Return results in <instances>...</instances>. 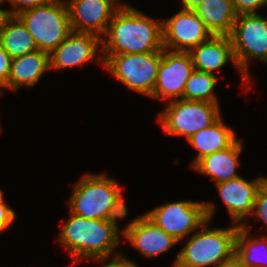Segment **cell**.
<instances>
[{"instance_id": "obj_1", "label": "cell", "mask_w": 267, "mask_h": 267, "mask_svg": "<svg viewBox=\"0 0 267 267\" xmlns=\"http://www.w3.org/2000/svg\"><path fill=\"white\" fill-rule=\"evenodd\" d=\"M101 43V54L161 51L164 49L162 22L137 9L115 12Z\"/></svg>"}, {"instance_id": "obj_2", "label": "cell", "mask_w": 267, "mask_h": 267, "mask_svg": "<svg viewBox=\"0 0 267 267\" xmlns=\"http://www.w3.org/2000/svg\"><path fill=\"white\" fill-rule=\"evenodd\" d=\"M64 223L57 241L70 251L75 262L83 259L103 261L119 246V232L107 220L88 219L73 213Z\"/></svg>"}, {"instance_id": "obj_3", "label": "cell", "mask_w": 267, "mask_h": 267, "mask_svg": "<svg viewBox=\"0 0 267 267\" xmlns=\"http://www.w3.org/2000/svg\"><path fill=\"white\" fill-rule=\"evenodd\" d=\"M207 220L201 231L194 232L184 248L176 255L172 267L217 266L235 255L236 235L240 225L224 229H208Z\"/></svg>"}, {"instance_id": "obj_4", "label": "cell", "mask_w": 267, "mask_h": 267, "mask_svg": "<svg viewBox=\"0 0 267 267\" xmlns=\"http://www.w3.org/2000/svg\"><path fill=\"white\" fill-rule=\"evenodd\" d=\"M17 17L26 26L38 50L49 54L72 32L65 0H53L23 11Z\"/></svg>"}, {"instance_id": "obj_5", "label": "cell", "mask_w": 267, "mask_h": 267, "mask_svg": "<svg viewBox=\"0 0 267 267\" xmlns=\"http://www.w3.org/2000/svg\"><path fill=\"white\" fill-rule=\"evenodd\" d=\"M162 50L133 54H102L100 59L109 72L129 90L151 96L155 88Z\"/></svg>"}, {"instance_id": "obj_6", "label": "cell", "mask_w": 267, "mask_h": 267, "mask_svg": "<svg viewBox=\"0 0 267 267\" xmlns=\"http://www.w3.org/2000/svg\"><path fill=\"white\" fill-rule=\"evenodd\" d=\"M121 192L119 184L106 175L85 174L73 187L70 212L88 219L106 220Z\"/></svg>"}, {"instance_id": "obj_7", "label": "cell", "mask_w": 267, "mask_h": 267, "mask_svg": "<svg viewBox=\"0 0 267 267\" xmlns=\"http://www.w3.org/2000/svg\"><path fill=\"white\" fill-rule=\"evenodd\" d=\"M162 113L158 114L164 131L171 136L190 137L214 124L220 115L219 103L179 99L170 101Z\"/></svg>"}, {"instance_id": "obj_8", "label": "cell", "mask_w": 267, "mask_h": 267, "mask_svg": "<svg viewBox=\"0 0 267 267\" xmlns=\"http://www.w3.org/2000/svg\"><path fill=\"white\" fill-rule=\"evenodd\" d=\"M240 73L250 84L249 62L258 59L267 64V18L257 14L238 15L229 35Z\"/></svg>"}, {"instance_id": "obj_9", "label": "cell", "mask_w": 267, "mask_h": 267, "mask_svg": "<svg viewBox=\"0 0 267 267\" xmlns=\"http://www.w3.org/2000/svg\"><path fill=\"white\" fill-rule=\"evenodd\" d=\"M210 202L179 201L158 206L145 215L179 242L214 215Z\"/></svg>"}, {"instance_id": "obj_10", "label": "cell", "mask_w": 267, "mask_h": 267, "mask_svg": "<svg viewBox=\"0 0 267 267\" xmlns=\"http://www.w3.org/2000/svg\"><path fill=\"white\" fill-rule=\"evenodd\" d=\"M162 32L164 49L174 52H189L213 36L194 10L185 9L162 21Z\"/></svg>"}, {"instance_id": "obj_11", "label": "cell", "mask_w": 267, "mask_h": 267, "mask_svg": "<svg viewBox=\"0 0 267 267\" xmlns=\"http://www.w3.org/2000/svg\"><path fill=\"white\" fill-rule=\"evenodd\" d=\"M193 71L194 66L188 52L163 49L155 88L150 97L159 100L172 98V101L183 99L185 84Z\"/></svg>"}, {"instance_id": "obj_12", "label": "cell", "mask_w": 267, "mask_h": 267, "mask_svg": "<svg viewBox=\"0 0 267 267\" xmlns=\"http://www.w3.org/2000/svg\"><path fill=\"white\" fill-rule=\"evenodd\" d=\"M120 234L145 257H156L179 243L145 214L131 221Z\"/></svg>"}, {"instance_id": "obj_13", "label": "cell", "mask_w": 267, "mask_h": 267, "mask_svg": "<svg viewBox=\"0 0 267 267\" xmlns=\"http://www.w3.org/2000/svg\"><path fill=\"white\" fill-rule=\"evenodd\" d=\"M102 46L101 38L90 33L71 32L67 38L49 54L50 69H63L95 60Z\"/></svg>"}, {"instance_id": "obj_14", "label": "cell", "mask_w": 267, "mask_h": 267, "mask_svg": "<svg viewBox=\"0 0 267 267\" xmlns=\"http://www.w3.org/2000/svg\"><path fill=\"white\" fill-rule=\"evenodd\" d=\"M73 32L90 33L102 38L115 13L104 0H69L66 2Z\"/></svg>"}, {"instance_id": "obj_15", "label": "cell", "mask_w": 267, "mask_h": 267, "mask_svg": "<svg viewBox=\"0 0 267 267\" xmlns=\"http://www.w3.org/2000/svg\"><path fill=\"white\" fill-rule=\"evenodd\" d=\"M258 177L256 180L246 181L241 176L216 184L220 197L226 206L234 224L243 225L245 216L253 213L257 192L266 180Z\"/></svg>"}, {"instance_id": "obj_16", "label": "cell", "mask_w": 267, "mask_h": 267, "mask_svg": "<svg viewBox=\"0 0 267 267\" xmlns=\"http://www.w3.org/2000/svg\"><path fill=\"white\" fill-rule=\"evenodd\" d=\"M188 53L191 56L194 70L215 74L214 71L230 61L239 70L229 36H212Z\"/></svg>"}, {"instance_id": "obj_17", "label": "cell", "mask_w": 267, "mask_h": 267, "mask_svg": "<svg viewBox=\"0 0 267 267\" xmlns=\"http://www.w3.org/2000/svg\"><path fill=\"white\" fill-rule=\"evenodd\" d=\"M242 141L236 139L228 148L206 155L199 159L192 168L203 175L211 176L215 184L240 177L236 173Z\"/></svg>"}, {"instance_id": "obj_18", "label": "cell", "mask_w": 267, "mask_h": 267, "mask_svg": "<svg viewBox=\"0 0 267 267\" xmlns=\"http://www.w3.org/2000/svg\"><path fill=\"white\" fill-rule=\"evenodd\" d=\"M50 70L49 53L37 50L11 60L8 89L32 87Z\"/></svg>"}, {"instance_id": "obj_19", "label": "cell", "mask_w": 267, "mask_h": 267, "mask_svg": "<svg viewBox=\"0 0 267 267\" xmlns=\"http://www.w3.org/2000/svg\"><path fill=\"white\" fill-rule=\"evenodd\" d=\"M194 12L213 36H229L238 16L233 0H205Z\"/></svg>"}, {"instance_id": "obj_20", "label": "cell", "mask_w": 267, "mask_h": 267, "mask_svg": "<svg viewBox=\"0 0 267 267\" xmlns=\"http://www.w3.org/2000/svg\"><path fill=\"white\" fill-rule=\"evenodd\" d=\"M0 42L12 59L38 50L33 37L17 16H1Z\"/></svg>"}, {"instance_id": "obj_21", "label": "cell", "mask_w": 267, "mask_h": 267, "mask_svg": "<svg viewBox=\"0 0 267 267\" xmlns=\"http://www.w3.org/2000/svg\"><path fill=\"white\" fill-rule=\"evenodd\" d=\"M233 129L227 127L220 117L214 124L193 134L188 142L199 150L193 166L202 157L228 148L237 138Z\"/></svg>"}, {"instance_id": "obj_22", "label": "cell", "mask_w": 267, "mask_h": 267, "mask_svg": "<svg viewBox=\"0 0 267 267\" xmlns=\"http://www.w3.org/2000/svg\"><path fill=\"white\" fill-rule=\"evenodd\" d=\"M246 226L244 223L238 228L235 256L243 267H267V236L252 239L248 236L250 229Z\"/></svg>"}, {"instance_id": "obj_23", "label": "cell", "mask_w": 267, "mask_h": 267, "mask_svg": "<svg viewBox=\"0 0 267 267\" xmlns=\"http://www.w3.org/2000/svg\"><path fill=\"white\" fill-rule=\"evenodd\" d=\"M216 74L194 70L185 84L183 99L218 103L214 92Z\"/></svg>"}, {"instance_id": "obj_24", "label": "cell", "mask_w": 267, "mask_h": 267, "mask_svg": "<svg viewBox=\"0 0 267 267\" xmlns=\"http://www.w3.org/2000/svg\"><path fill=\"white\" fill-rule=\"evenodd\" d=\"M252 215L263 220L267 225V179L262 183L257 192Z\"/></svg>"}, {"instance_id": "obj_25", "label": "cell", "mask_w": 267, "mask_h": 267, "mask_svg": "<svg viewBox=\"0 0 267 267\" xmlns=\"http://www.w3.org/2000/svg\"><path fill=\"white\" fill-rule=\"evenodd\" d=\"M13 9L6 10V15L8 16H17L21 12L36 8L37 6L47 4L53 0H8Z\"/></svg>"}, {"instance_id": "obj_26", "label": "cell", "mask_w": 267, "mask_h": 267, "mask_svg": "<svg viewBox=\"0 0 267 267\" xmlns=\"http://www.w3.org/2000/svg\"><path fill=\"white\" fill-rule=\"evenodd\" d=\"M237 15L257 14V9L267 5V0H233Z\"/></svg>"}, {"instance_id": "obj_27", "label": "cell", "mask_w": 267, "mask_h": 267, "mask_svg": "<svg viewBox=\"0 0 267 267\" xmlns=\"http://www.w3.org/2000/svg\"><path fill=\"white\" fill-rule=\"evenodd\" d=\"M122 192L118 195V197L114 200V203L109 211L108 217H107V221L110 222L117 230H119L118 225H117V219L120 218H124L127 213V206L125 204V202L123 201V197H122Z\"/></svg>"}, {"instance_id": "obj_28", "label": "cell", "mask_w": 267, "mask_h": 267, "mask_svg": "<svg viewBox=\"0 0 267 267\" xmlns=\"http://www.w3.org/2000/svg\"><path fill=\"white\" fill-rule=\"evenodd\" d=\"M11 60V56L7 53L0 42V87L4 89H8Z\"/></svg>"}, {"instance_id": "obj_29", "label": "cell", "mask_w": 267, "mask_h": 267, "mask_svg": "<svg viewBox=\"0 0 267 267\" xmlns=\"http://www.w3.org/2000/svg\"><path fill=\"white\" fill-rule=\"evenodd\" d=\"M16 218V213L5 202L0 203V232L7 229Z\"/></svg>"}, {"instance_id": "obj_30", "label": "cell", "mask_w": 267, "mask_h": 267, "mask_svg": "<svg viewBox=\"0 0 267 267\" xmlns=\"http://www.w3.org/2000/svg\"><path fill=\"white\" fill-rule=\"evenodd\" d=\"M101 267H138L132 260L126 259L121 254H116L110 263L103 265Z\"/></svg>"}, {"instance_id": "obj_31", "label": "cell", "mask_w": 267, "mask_h": 267, "mask_svg": "<svg viewBox=\"0 0 267 267\" xmlns=\"http://www.w3.org/2000/svg\"><path fill=\"white\" fill-rule=\"evenodd\" d=\"M106 2V4L115 12H126V11H130L133 10L135 8H133L132 6L126 5V4H120L119 2L121 0H104ZM119 3L118 5L115 3Z\"/></svg>"}, {"instance_id": "obj_32", "label": "cell", "mask_w": 267, "mask_h": 267, "mask_svg": "<svg viewBox=\"0 0 267 267\" xmlns=\"http://www.w3.org/2000/svg\"><path fill=\"white\" fill-rule=\"evenodd\" d=\"M182 9L185 10H195L202 2L205 0H181Z\"/></svg>"}, {"instance_id": "obj_33", "label": "cell", "mask_w": 267, "mask_h": 267, "mask_svg": "<svg viewBox=\"0 0 267 267\" xmlns=\"http://www.w3.org/2000/svg\"><path fill=\"white\" fill-rule=\"evenodd\" d=\"M216 267H243L240 263V260L234 255L229 260L221 262Z\"/></svg>"}, {"instance_id": "obj_34", "label": "cell", "mask_w": 267, "mask_h": 267, "mask_svg": "<svg viewBox=\"0 0 267 267\" xmlns=\"http://www.w3.org/2000/svg\"><path fill=\"white\" fill-rule=\"evenodd\" d=\"M3 1H4V0H0V5L3 3ZM0 15H1V16L6 15V10L0 8Z\"/></svg>"}, {"instance_id": "obj_35", "label": "cell", "mask_w": 267, "mask_h": 267, "mask_svg": "<svg viewBox=\"0 0 267 267\" xmlns=\"http://www.w3.org/2000/svg\"><path fill=\"white\" fill-rule=\"evenodd\" d=\"M3 196V191L0 189V203L5 202Z\"/></svg>"}]
</instances>
